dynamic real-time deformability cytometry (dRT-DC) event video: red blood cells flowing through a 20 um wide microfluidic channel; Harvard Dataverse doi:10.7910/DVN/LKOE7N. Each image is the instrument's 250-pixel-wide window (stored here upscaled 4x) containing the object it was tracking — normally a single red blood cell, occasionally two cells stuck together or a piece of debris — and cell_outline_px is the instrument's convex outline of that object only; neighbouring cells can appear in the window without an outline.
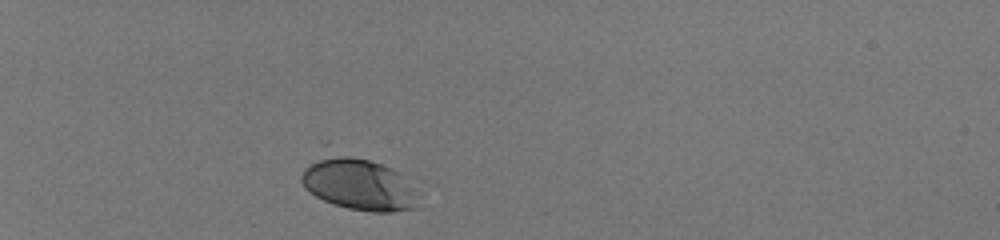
{"species": "human", "species_latin": "Homo sapiens", "temperature_condition": "room temperature", "stored_images_in_passage": 32, "camera_frame_rate_fps": 3000, "um_per_image_px": 0.085, "donor": {"sex": "male"}, "frame": {"image": 1, "passage_image": 1, "time_ms": 0.0, "image_size_px": [1000, 240], "cell_outline_px": [[424, 180], [420, 192], [412, 208], [388, 212], [372, 212], [348, 208], [332, 204], [316, 196], [304, 188], [300, 180], [300, 176], [304, 168], [328, 152], [332, 152], [368, 160], [392, 168]], "centroid_in_image_um": [30.64, 15.63], "position_along_channel_um": 54.4, "area_um2": 36.82}}
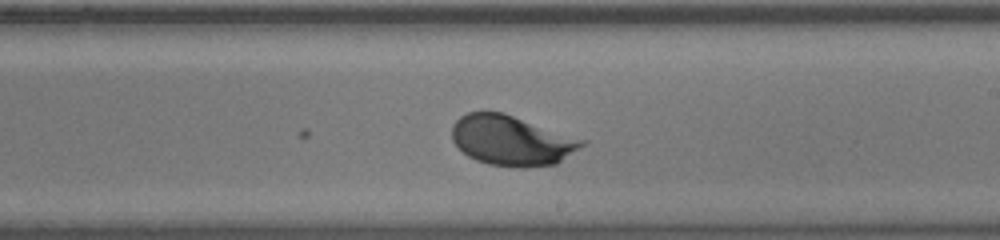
{"frame": {"image": 2, "passage_image": 19, "time_ms": 6.0, "image_size_px": [1000, 240], "cell_outline_px": [[588, 140], [584, 144], [556, 164], [524, 168], [516, 168], [488, 164], [476, 160], [468, 156], [452, 140], [452, 124], [460, 116], [468, 112], [504, 112]], "centroid_in_image_um": [43.49, 11.93], "position_along_channel_um": 245.5, "area_um2": 38.09}}
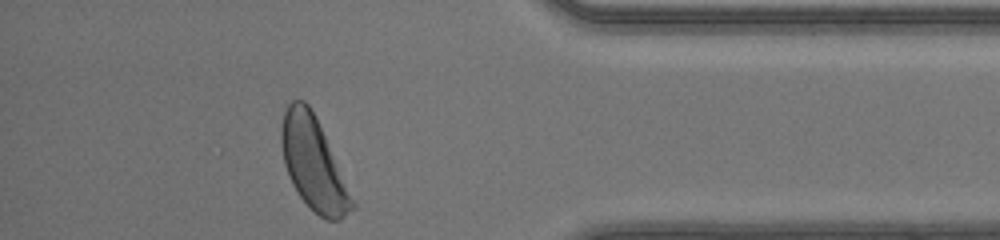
{"frame": {"image": 3, "passage_image": 32, "time_ms": 10.333, "image_size_px": [1000, 240], "cell_outline_px": [[356, 208], [340, 220], [328, 220], [320, 216], [300, 196], [292, 184], [288, 176], [284, 164], [280, 140], [280, 132], [284, 112], [288, 104], [292, 100], [304, 100], [308, 104], [324, 136], [356, 204]], "centroid_in_image_um": [26.62, 13.93], "position_along_channel_um": 408.6, "area_um2": 37.28}, "authors_computed_cell_mechanics": {"area_um2": 36.3851, "velocity_mm_per_s": 4.1066, "shape_relaxation_time_tau1_ms": 1.7897, "shape_relaxation_time_tau2_ms": null, "deformation_change_tau1": 0.1055, "deformation_change_tau2": null}}